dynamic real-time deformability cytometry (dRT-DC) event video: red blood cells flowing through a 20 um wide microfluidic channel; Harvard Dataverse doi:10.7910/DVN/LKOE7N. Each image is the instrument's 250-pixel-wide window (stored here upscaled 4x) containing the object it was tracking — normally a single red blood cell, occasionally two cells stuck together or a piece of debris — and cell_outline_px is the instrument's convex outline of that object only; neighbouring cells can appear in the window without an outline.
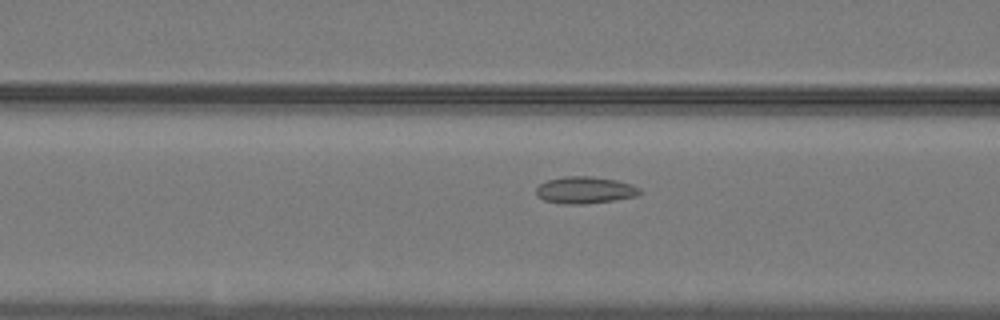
{"species": "common noctule bat (a hibernating species)", "species_latin": "Nyctalus noctula", "temperature_condition": "warm", "stored_images_in_passage": 24, "camera_frame_rate_fps": 3000, "um_per_image_px": 0.085, "animal": {"sex": "male", "body_mass_g": 19.2, "forearm_length_mm": 51.8}, "frame": {"image": 1, "passage_image": 9, "time_ms": 2.667, "image_size_px": [1000, 320], "cell_outline_px": [[640, 192], [636, 196], [612, 200], [584, 204], [564, 204], [544, 200], [536, 196], [536, 188], [540, 184], [548, 180], [564, 176], [588, 176], [616, 180], [632, 184], [640, 188]], "centroid_in_image_um": [49.69, 16.15], "position_along_channel_um": 116.9, "area_um2": 16.13}}
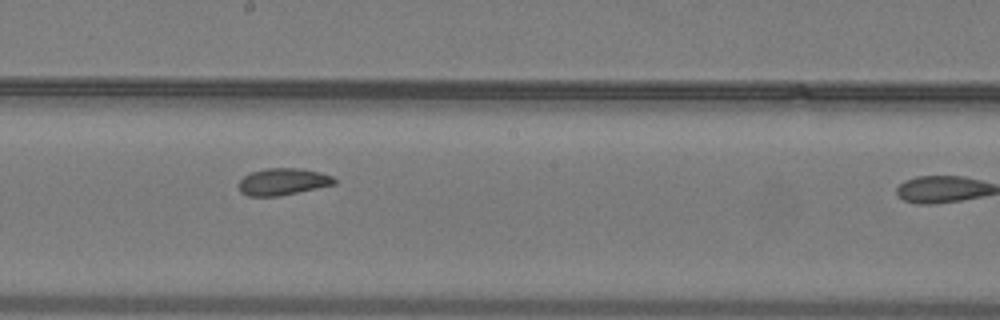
{"frame": {"image": 2, "passage_image": 17, "time_ms": 5.333, "image_size_px": [1000, 320], "cell_outline_px": [[336, 184], [280, 196], [248, 196], [240, 192], [240, 180], [244, 176], [252, 172], [264, 168], [300, 168], [320, 172], [332, 176], [336, 180]], "centroid_in_image_um": [24.06, 15.44], "position_along_channel_um": 224.1, "area_um2": 14.97}}
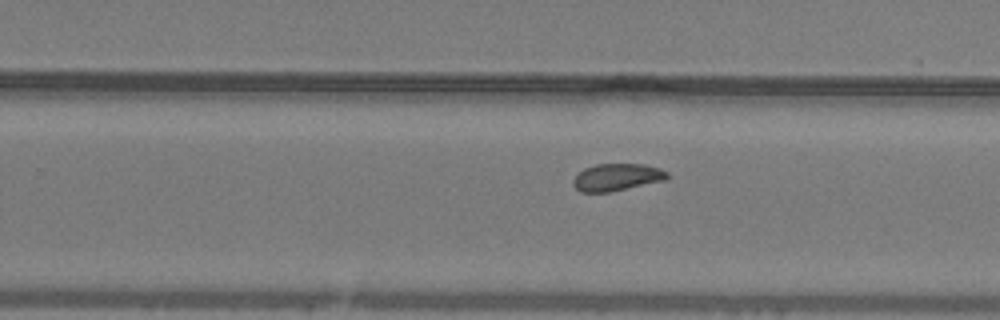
{"frame": {"image": 3, "passage_image": 21, "time_ms": 6.667, "image_size_px": [1000, 320], "cell_outline_px": [[668, 176], [664, 180], [608, 192], [580, 192], [572, 184], [572, 180], [584, 168], [596, 164], [644, 164], [660, 168], [668, 172]], "centroid_in_image_um": [52.41, 15.05], "position_along_channel_um": 277.4, "area_um2": 14.74}}